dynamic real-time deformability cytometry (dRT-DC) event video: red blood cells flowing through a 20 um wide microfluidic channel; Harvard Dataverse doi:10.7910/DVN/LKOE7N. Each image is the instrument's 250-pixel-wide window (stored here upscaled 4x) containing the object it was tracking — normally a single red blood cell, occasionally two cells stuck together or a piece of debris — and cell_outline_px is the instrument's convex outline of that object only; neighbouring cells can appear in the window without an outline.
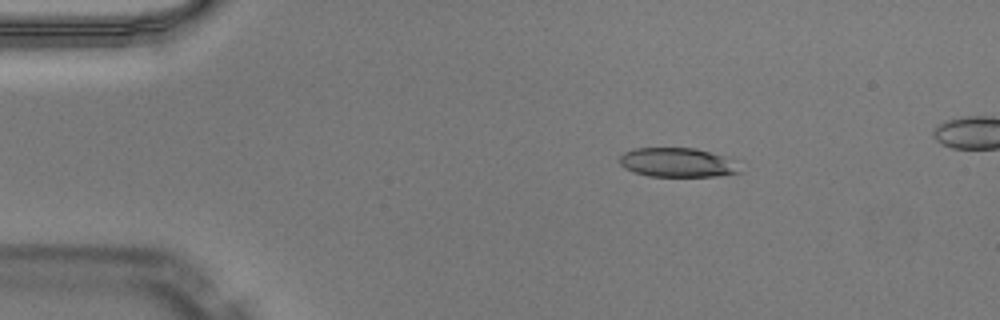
{"species": "Egyptian fruit bat (a non-hibernating species)", "species_latin": "Rousettus aegyptiacus", "temperature_condition": "warm", "stored_images_in_passage": 48, "camera_frame_rate_fps": 3000, "um_per_image_px": 0.085, "animal": {"sex": "male"}, "frame": {"image": 1, "passage_image": 8, "time_ms": 2.333, "image_size_px": [1000, 320], "cell_outline_px": [[740, 172], [720, 176], [648, 176], [624, 168], [620, 164], [620, 156], [624, 152], [636, 148], [696, 148], [724, 156]], "centroid_in_image_um": [57.49, 13.81], "position_along_channel_um": 27.5, "area_um2": 20.0}}